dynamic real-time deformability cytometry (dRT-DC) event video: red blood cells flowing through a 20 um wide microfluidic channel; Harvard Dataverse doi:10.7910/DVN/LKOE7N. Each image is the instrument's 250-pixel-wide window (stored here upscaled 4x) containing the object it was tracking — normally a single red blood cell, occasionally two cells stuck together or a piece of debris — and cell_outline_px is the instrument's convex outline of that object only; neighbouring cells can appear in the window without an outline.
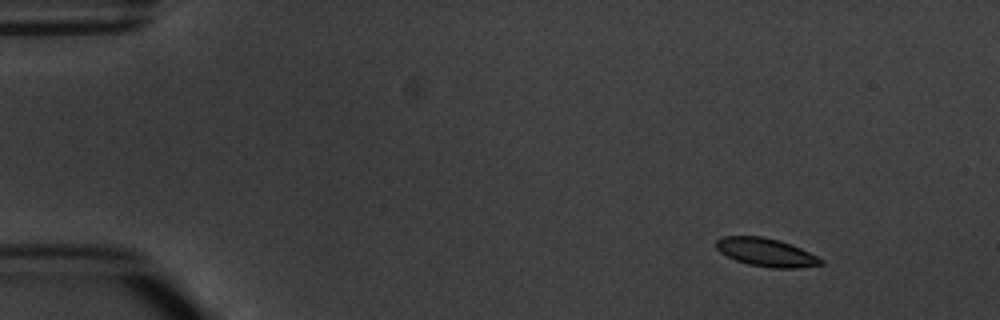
{"species": "common noctule bat (a hibernating species)", "species_latin": "Nyctalus noctula", "temperature_condition": "warm", "stored_images_in_passage": 3, "camera_frame_rate_fps": 3000, "um_per_image_px": 0.085, "animal": {"sex": "male", "body_mass_g": 20.1, "forearm_length_mm": 53.5}, "frame": {"image": 1, "passage_image": 1, "time_ms": 0.0, "image_size_px": [1000, 320], "cell_outline_px": [[824, 264], [796, 268], [772, 268], [748, 264], [736, 260], [720, 252], [716, 248], [716, 240], [724, 236], [760, 236], [780, 240], [792, 244], [824, 260]], "centroid_in_image_um": [65.12, 21.44], "position_along_channel_um": 19.9, "area_um2": 17.17}}
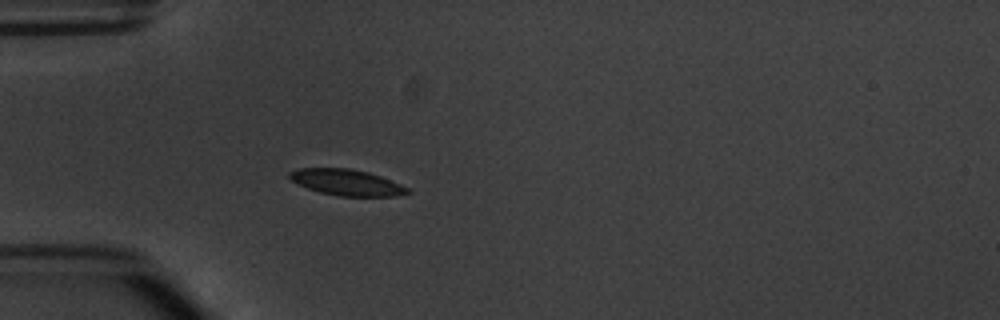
{"frame": {"image": 2, "passage_image": 3, "time_ms": 3.333, "image_size_px": [1000, 320], "cell_outline_px": [[412, 192], [396, 196], [340, 196], [320, 192], [308, 188], [292, 180], [288, 176], [288, 172], [300, 168], [348, 168], [368, 172], [380, 176], [400, 184], [408, 188]], "centroid_in_image_um": [29.48, 15.5], "position_along_channel_um": 55.5, "area_um2": 17.74}}